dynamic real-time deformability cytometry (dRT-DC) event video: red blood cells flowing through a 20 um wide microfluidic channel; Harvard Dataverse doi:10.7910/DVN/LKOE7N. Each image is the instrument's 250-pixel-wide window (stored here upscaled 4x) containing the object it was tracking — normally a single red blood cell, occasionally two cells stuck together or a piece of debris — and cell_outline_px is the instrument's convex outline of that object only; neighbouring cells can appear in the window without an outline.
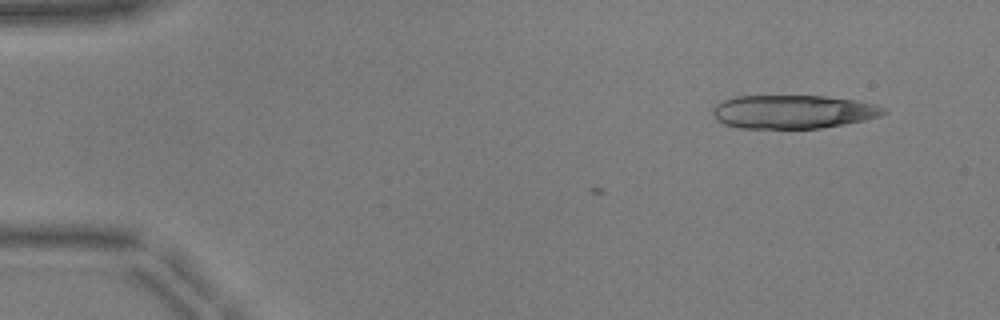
{"species": "common noctule bat (a hibernating species)", "species_latin": "Nyctalus noctula", "temperature_condition": "warm", "stored_images_in_passage": 3, "camera_frame_rate_fps": 3000, "um_per_image_px": 0.085, "animal": {"sex": "male", "body_mass_g": 17.9, "forearm_length_mm": 54.2}, "frame": {"image": 1, "passage_image": 3, "time_ms": 0.667, "image_size_px": [1000, 320], "cell_outline_px": [[888, 112], [880, 116], [864, 120], [844, 124], [820, 128], [740, 128], [724, 124], [716, 120], [712, 112], [712, 108], [716, 104], [724, 100], [736, 96], [824, 96], [856, 100], [876, 104], [888, 108]], "centroid_in_image_um": [67.43, 9.5], "position_along_channel_um": 17.6, "area_um2": 33.58}}